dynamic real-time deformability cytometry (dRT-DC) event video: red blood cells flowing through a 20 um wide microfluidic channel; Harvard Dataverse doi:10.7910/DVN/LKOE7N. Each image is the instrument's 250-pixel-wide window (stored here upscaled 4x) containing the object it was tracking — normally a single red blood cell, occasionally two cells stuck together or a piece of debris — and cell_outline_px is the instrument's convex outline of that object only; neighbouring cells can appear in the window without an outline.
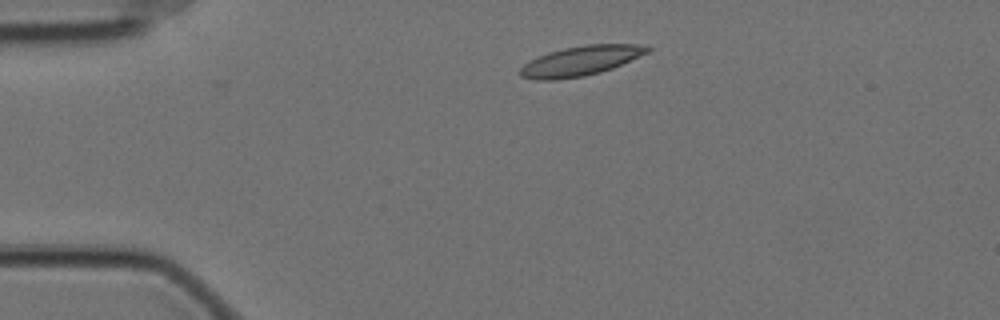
{"species": "Egyptian fruit bat (a non-hibernating species)", "species_latin": "Rousettus aegyptiacus", "temperature_condition": "cold", "stored_images_in_passage": 47, "camera_frame_rate_fps": 3000, "um_per_image_px": 0.085, "animal": {"sex": "female"}, "frame": {"image": 1, "passage_image": 1, "time_ms": 0.0, "image_size_px": [1000, 320], "cell_outline_px": [[652, 48], [648, 52], [612, 68], [600, 72], [584, 76], [556, 80], [536, 80], [520, 76], [520, 68], [528, 60], [548, 52], [564, 48], [584, 44], [648, 44]], "centroid_in_image_um": [49.34, 5.16], "position_along_channel_um": 35.7, "area_um2": 22.14}}
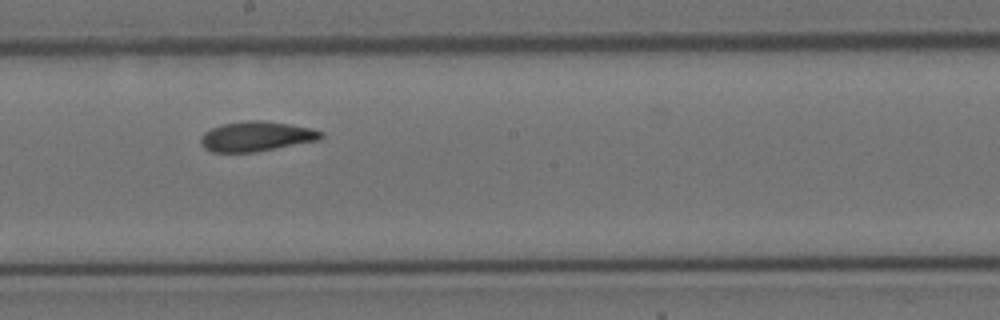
{"frame": {"image": 2, "passage_image": 21, "time_ms": 6.667, "image_size_px": [1000, 320], "cell_outline_px": [[324, 136], [320, 140], [256, 152], [212, 152], [204, 148], [200, 144], [200, 136], [204, 132], [212, 128], [224, 124], [244, 120], [260, 120], [288, 124], [312, 128], [324, 132]], "centroid_in_image_um": [21.8, 11.6], "position_along_channel_um": 226.4, "area_um2": 21.1}}
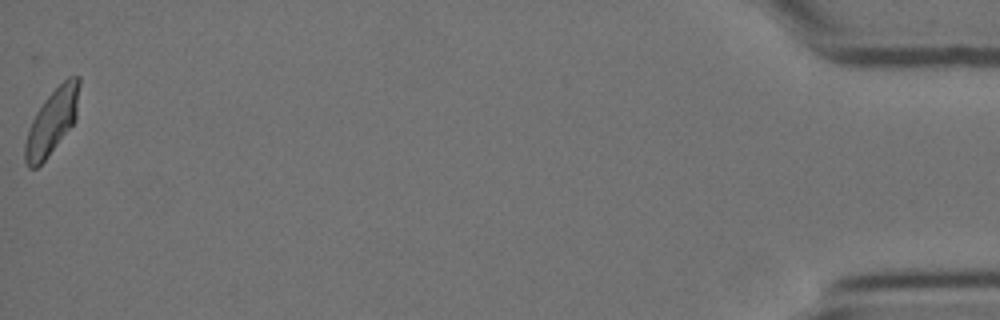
{"frame": {"image": 3, "passage_image": 47, "time_ms": 15.333, "image_size_px": [1000, 320], "cell_outline_px": [[80, 84], [76, 120], [44, 160], [36, 168], [28, 168], [24, 160], [24, 144], [28, 128], [36, 112], [44, 100], [68, 76], [80, 76]], "centroid_in_image_um": [4.41, 10.33], "position_along_channel_um": 430.8, "area_um2": 20.4}, "authors_computed_cell_mechanics": {"area_um2": 20.9814, "velocity_mm_per_s": 3.4684, "shape_relaxation_time_tau1_ms": null, "shape_relaxation_time_tau2_ms": 2.2507, "deformation_change_tau1": null, "deformation_change_tau2": 0.0834}}